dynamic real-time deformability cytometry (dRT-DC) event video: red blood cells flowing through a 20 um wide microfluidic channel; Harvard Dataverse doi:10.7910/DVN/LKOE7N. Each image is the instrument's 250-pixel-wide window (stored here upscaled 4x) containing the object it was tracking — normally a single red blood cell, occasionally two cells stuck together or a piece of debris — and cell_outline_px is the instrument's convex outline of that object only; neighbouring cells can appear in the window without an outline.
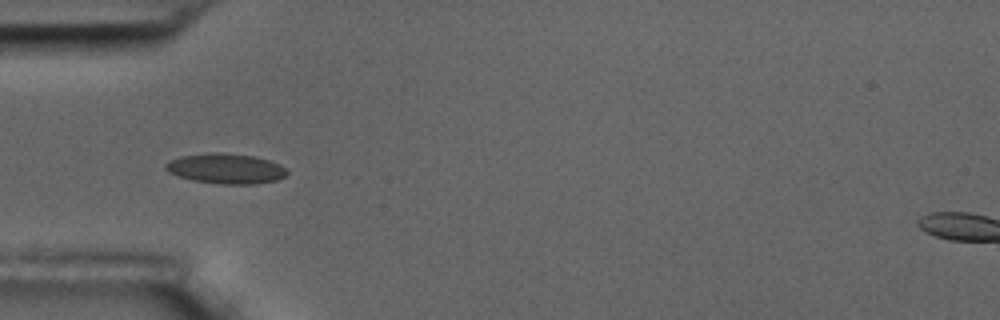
{"species": "common noctule bat (a hibernating species)", "species_latin": "Nyctalus noctula", "temperature_condition": "room temperature", "stored_images_in_passage": 9, "camera_frame_rate_fps": 3000, "um_per_image_px": 0.085, "animal": {"sex": "male", "body_mass_g": 17.5, "forearm_length_mm": 52.3}, "frame": {"image": 1, "passage_image": 3, "time_ms": 2.333, "image_size_px": [1000, 320], "cell_outline_px": [[288, 172], [284, 176], [276, 180], [256, 184], [220, 184], [192, 180], [168, 172], [164, 168], [164, 164], [180, 156], [212, 152], [216, 152], [256, 156], [280, 164]], "centroid_in_image_um": [19.19, 14.33], "position_along_channel_um": 65.8, "area_um2": 21.27}}
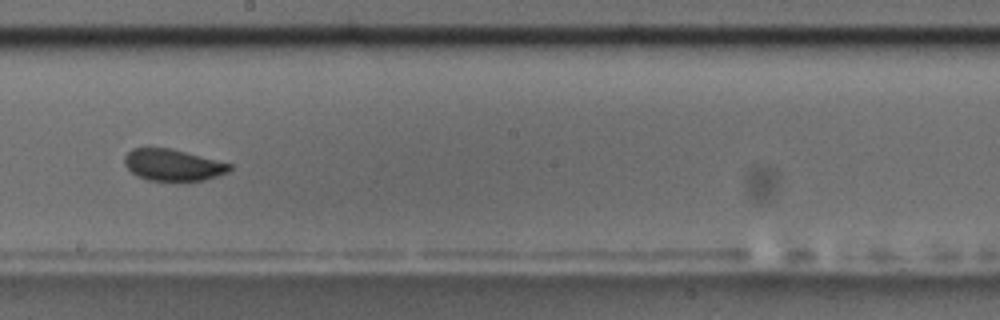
{"frame": {"image": 2, "passage_image": 7, "time_ms": 7.0, "image_size_px": [1000, 320], "cell_outline_px": [[232, 168], [228, 172], [204, 180], [148, 180], [136, 176], [124, 164], [124, 156], [132, 148], [172, 148], [232, 164]], "centroid_in_image_um": [14.68, 14.01], "position_along_channel_um": 233.5, "area_um2": 19.25}}
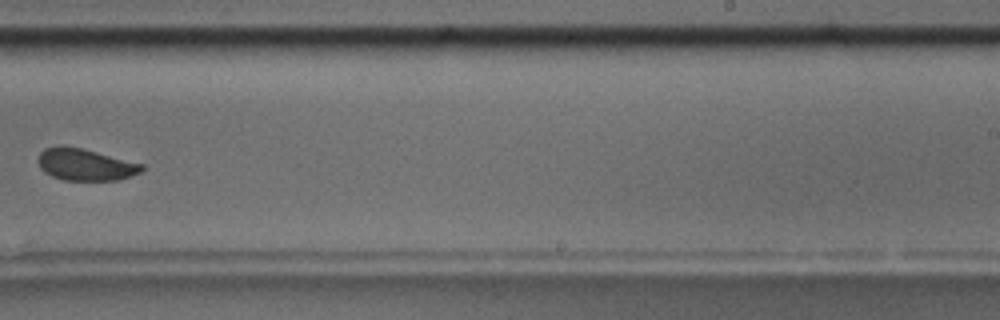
{"frame": {"image": 3, "passage_image": 8, "time_ms": 8.333, "image_size_px": [1000, 320], "cell_outline_px": [[144, 168], [140, 172], [116, 180], [64, 180], [52, 176], [44, 172], [40, 168], [36, 160], [40, 152], [44, 148], [60, 144], [80, 148], [144, 164]], "centroid_in_image_um": [7.18, 13.97], "position_along_channel_um": 281.8, "area_um2": 19.25}}